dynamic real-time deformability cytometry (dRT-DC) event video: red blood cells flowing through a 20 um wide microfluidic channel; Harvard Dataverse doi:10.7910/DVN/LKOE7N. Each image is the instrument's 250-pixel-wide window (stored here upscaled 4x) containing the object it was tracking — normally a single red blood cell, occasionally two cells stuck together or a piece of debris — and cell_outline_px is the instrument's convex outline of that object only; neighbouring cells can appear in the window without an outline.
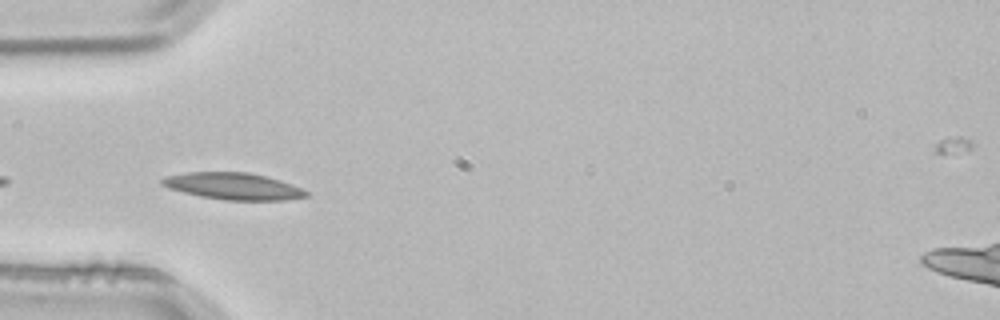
{"species": "common noctule bat (a hibernating species)", "species_latin": "Nyctalus noctula", "temperature_condition": "room temperature", "stored_images_in_passage": 3, "camera_frame_rate_fps": 3000, "um_per_image_px": 0.085, "animal": {"sex": "male", "body_mass_g": 21.5, "forearm_length_mm": 52.0}, "frame": {"image": 1, "passage_image": 3, "time_ms": 0.667, "image_size_px": [1000, 320], "cell_outline_px": [[308, 196], [284, 200], [224, 200], [200, 196], [168, 188], [160, 184], [160, 180], [164, 176], [188, 172], [248, 172], [280, 180], [292, 184], [308, 192]], "centroid_in_image_um": [19.79, 15.82], "position_along_channel_um": 65.2, "area_um2": 22.43}}